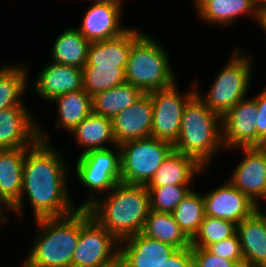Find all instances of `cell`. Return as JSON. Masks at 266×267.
Here are the masks:
<instances>
[{
	"mask_svg": "<svg viewBox=\"0 0 266 267\" xmlns=\"http://www.w3.org/2000/svg\"><path fill=\"white\" fill-rule=\"evenodd\" d=\"M39 125V141L26 152L20 199L11 211L22 217L27 196L35 220L67 216L79 208L72 203L69 194L67 175L71 164L52 147L48 131Z\"/></svg>",
	"mask_w": 266,
	"mask_h": 267,
	"instance_id": "6da1fadb",
	"label": "cell"
},
{
	"mask_svg": "<svg viewBox=\"0 0 266 267\" xmlns=\"http://www.w3.org/2000/svg\"><path fill=\"white\" fill-rule=\"evenodd\" d=\"M87 209L120 242L142 232L150 211L149 190L119 182Z\"/></svg>",
	"mask_w": 266,
	"mask_h": 267,
	"instance_id": "7a4b0ae2",
	"label": "cell"
},
{
	"mask_svg": "<svg viewBox=\"0 0 266 267\" xmlns=\"http://www.w3.org/2000/svg\"><path fill=\"white\" fill-rule=\"evenodd\" d=\"M173 148L192 157L206 170L219 150H225L222 141V118L215 114L197 93L184 107L180 131Z\"/></svg>",
	"mask_w": 266,
	"mask_h": 267,
	"instance_id": "3957f363",
	"label": "cell"
},
{
	"mask_svg": "<svg viewBox=\"0 0 266 267\" xmlns=\"http://www.w3.org/2000/svg\"><path fill=\"white\" fill-rule=\"evenodd\" d=\"M36 233L28 256V267H71L80 237V208L63 217L36 219Z\"/></svg>",
	"mask_w": 266,
	"mask_h": 267,
	"instance_id": "277c9868",
	"label": "cell"
},
{
	"mask_svg": "<svg viewBox=\"0 0 266 267\" xmlns=\"http://www.w3.org/2000/svg\"><path fill=\"white\" fill-rule=\"evenodd\" d=\"M165 46L142 33L131 46L125 68L126 82L143 93L166 89L178 83Z\"/></svg>",
	"mask_w": 266,
	"mask_h": 267,
	"instance_id": "5b68a950",
	"label": "cell"
},
{
	"mask_svg": "<svg viewBox=\"0 0 266 267\" xmlns=\"http://www.w3.org/2000/svg\"><path fill=\"white\" fill-rule=\"evenodd\" d=\"M233 50L206 94L202 96L198 83L194 82L196 93L221 118L240 100L249 97L248 87L251 86L253 55L243 54L238 46Z\"/></svg>",
	"mask_w": 266,
	"mask_h": 267,
	"instance_id": "8992f818",
	"label": "cell"
},
{
	"mask_svg": "<svg viewBox=\"0 0 266 267\" xmlns=\"http://www.w3.org/2000/svg\"><path fill=\"white\" fill-rule=\"evenodd\" d=\"M113 148L90 150L78 156L75 173L80 184L90 191L79 208H87L121 182V151L118 145Z\"/></svg>",
	"mask_w": 266,
	"mask_h": 267,
	"instance_id": "52a82bcc",
	"label": "cell"
},
{
	"mask_svg": "<svg viewBox=\"0 0 266 267\" xmlns=\"http://www.w3.org/2000/svg\"><path fill=\"white\" fill-rule=\"evenodd\" d=\"M119 244L87 208H80V237L71 267H110L119 261Z\"/></svg>",
	"mask_w": 266,
	"mask_h": 267,
	"instance_id": "ba28073f",
	"label": "cell"
},
{
	"mask_svg": "<svg viewBox=\"0 0 266 267\" xmlns=\"http://www.w3.org/2000/svg\"><path fill=\"white\" fill-rule=\"evenodd\" d=\"M121 182L146 185L174 149L170 142L154 137L121 144Z\"/></svg>",
	"mask_w": 266,
	"mask_h": 267,
	"instance_id": "9c48e42d",
	"label": "cell"
},
{
	"mask_svg": "<svg viewBox=\"0 0 266 267\" xmlns=\"http://www.w3.org/2000/svg\"><path fill=\"white\" fill-rule=\"evenodd\" d=\"M189 89L184 92L185 94L181 93L175 83L166 89L149 92L153 102L151 137L171 144L175 143L180 131L184 107L196 93L194 84Z\"/></svg>",
	"mask_w": 266,
	"mask_h": 267,
	"instance_id": "30bf717a",
	"label": "cell"
},
{
	"mask_svg": "<svg viewBox=\"0 0 266 267\" xmlns=\"http://www.w3.org/2000/svg\"><path fill=\"white\" fill-rule=\"evenodd\" d=\"M28 105L0 110V150L31 148L39 141V123Z\"/></svg>",
	"mask_w": 266,
	"mask_h": 267,
	"instance_id": "8fae6325",
	"label": "cell"
},
{
	"mask_svg": "<svg viewBox=\"0 0 266 267\" xmlns=\"http://www.w3.org/2000/svg\"><path fill=\"white\" fill-rule=\"evenodd\" d=\"M235 149H240L244 158L236 165L228 181L255 204L261 203L266 200V155L260 147Z\"/></svg>",
	"mask_w": 266,
	"mask_h": 267,
	"instance_id": "7c38bea8",
	"label": "cell"
},
{
	"mask_svg": "<svg viewBox=\"0 0 266 267\" xmlns=\"http://www.w3.org/2000/svg\"><path fill=\"white\" fill-rule=\"evenodd\" d=\"M249 98L240 100L222 117V141L226 150L256 147L257 106Z\"/></svg>",
	"mask_w": 266,
	"mask_h": 267,
	"instance_id": "4fadbf2b",
	"label": "cell"
},
{
	"mask_svg": "<svg viewBox=\"0 0 266 267\" xmlns=\"http://www.w3.org/2000/svg\"><path fill=\"white\" fill-rule=\"evenodd\" d=\"M205 215L239 224L255 211V203L229 181L203 194Z\"/></svg>",
	"mask_w": 266,
	"mask_h": 267,
	"instance_id": "5bb4252c",
	"label": "cell"
},
{
	"mask_svg": "<svg viewBox=\"0 0 266 267\" xmlns=\"http://www.w3.org/2000/svg\"><path fill=\"white\" fill-rule=\"evenodd\" d=\"M123 5L91 3L82 22L76 27L90 42L109 40L121 36L129 27L121 24Z\"/></svg>",
	"mask_w": 266,
	"mask_h": 267,
	"instance_id": "9a60e30c",
	"label": "cell"
},
{
	"mask_svg": "<svg viewBox=\"0 0 266 267\" xmlns=\"http://www.w3.org/2000/svg\"><path fill=\"white\" fill-rule=\"evenodd\" d=\"M153 102L149 93H144L134 104L112 119L116 144L151 137Z\"/></svg>",
	"mask_w": 266,
	"mask_h": 267,
	"instance_id": "2e32d148",
	"label": "cell"
},
{
	"mask_svg": "<svg viewBox=\"0 0 266 267\" xmlns=\"http://www.w3.org/2000/svg\"><path fill=\"white\" fill-rule=\"evenodd\" d=\"M176 250L140 232L120 241L119 262L122 267H158Z\"/></svg>",
	"mask_w": 266,
	"mask_h": 267,
	"instance_id": "e0dca14e",
	"label": "cell"
},
{
	"mask_svg": "<svg viewBox=\"0 0 266 267\" xmlns=\"http://www.w3.org/2000/svg\"><path fill=\"white\" fill-rule=\"evenodd\" d=\"M81 89H83L81 68L50 62L40 69L32 92L49 103L57 96Z\"/></svg>",
	"mask_w": 266,
	"mask_h": 267,
	"instance_id": "ac0fdd59",
	"label": "cell"
},
{
	"mask_svg": "<svg viewBox=\"0 0 266 267\" xmlns=\"http://www.w3.org/2000/svg\"><path fill=\"white\" fill-rule=\"evenodd\" d=\"M198 18L205 21L206 25L229 27L239 16H252L257 20L255 0H192Z\"/></svg>",
	"mask_w": 266,
	"mask_h": 267,
	"instance_id": "d6986e66",
	"label": "cell"
},
{
	"mask_svg": "<svg viewBox=\"0 0 266 267\" xmlns=\"http://www.w3.org/2000/svg\"><path fill=\"white\" fill-rule=\"evenodd\" d=\"M30 148L0 150V205L12 206L20 199L23 162Z\"/></svg>",
	"mask_w": 266,
	"mask_h": 267,
	"instance_id": "ffe728a7",
	"label": "cell"
},
{
	"mask_svg": "<svg viewBox=\"0 0 266 267\" xmlns=\"http://www.w3.org/2000/svg\"><path fill=\"white\" fill-rule=\"evenodd\" d=\"M142 33L141 30L130 27L119 37L91 42L85 65L115 66L125 69L131 46Z\"/></svg>",
	"mask_w": 266,
	"mask_h": 267,
	"instance_id": "44dd1931",
	"label": "cell"
},
{
	"mask_svg": "<svg viewBox=\"0 0 266 267\" xmlns=\"http://www.w3.org/2000/svg\"><path fill=\"white\" fill-rule=\"evenodd\" d=\"M203 171H206V169L192 157L173 149L145 186L191 185L195 176Z\"/></svg>",
	"mask_w": 266,
	"mask_h": 267,
	"instance_id": "7402d4cb",
	"label": "cell"
},
{
	"mask_svg": "<svg viewBox=\"0 0 266 267\" xmlns=\"http://www.w3.org/2000/svg\"><path fill=\"white\" fill-rule=\"evenodd\" d=\"M244 261L257 267H266V227L254 211L237 224Z\"/></svg>",
	"mask_w": 266,
	"mask_h": 267,
	"instance_id": "603a6c76",
	"label": "cell"
},
{
	"mask_svg": "<svg viewBox=\"0 0 266 267\" xmlns=\"http://www.w3.org/2000/svg\"><path fill=\"white\" fill-rule=\"evenodd\" d=\"M70 134L74 136L79 147L85 148L81 154L90 150L109 148L110 144L113 147L117 146L113 135L112 119L94 112L87 116Z\"/></svg>",
	"mask_w": 266,
	"mask_h": 267,
	"instance_id": "cb8c5ba5",
	"label": "cell"
},
{
	"mask_svg": "<svg viewBox=\"0 0 266 267\" xmlns=\"http://www.w3.org/2000/svg\"><path fill=\"white\" fill-rule=\"evenodd\" d=\"M90 44L76 27H68L52 44L51 62L82 69L88 60Z\"/></svg>",
	"mask_w": 266,
	"mask_h": 267,
	"instance_id": "d4e9b609",
	"label": "cell"
},
{
	"mask_svg": "<svg viewBox=\"0 0 266 267\" xmlns=\"http://www.w3.org/2000/svg\"><path fill=\"white\" fill-rule=\"evenodd\" d=\"M50 103L57 108L55 126L71 133L87 116L93 112L92 96L84 89L57 96Z\"/></svg>",
	"mask_w": 266,
	"mask_h": 267,
	"instance_id": "484cf974",
	"label": "cell"
},
{
	"mask_svg": "<svg viewBox=\"0 0 266 267\" xmlns=\"http://www.w3.org/2000/svg\"><path fill=\"white\" fill-rule=\"evenodd\" d=\"M143 94L132 84L122 83L115 88L98 92L92 96L93 112L113 119L134 104Z\"/></svg>",
	"mask_w": 266,
	"mask_h": 267,
	"instance_id": "4316f807",
	"label": "cell"
},
{
	"mask_svg": "<svg viewBox=\"0 0 266 267\" xmlns=\"http://www.w3.org/2000/svg\"><path fill=\"white\" fill-rule=\"evenodd\" d=\"M142 233L176 249L191 247V240L181 230L172 213L150 209Z\"/></svg>",
	"mask_w": 266,
	"mask_h": 267,
	"instance_id": "83f0119b",
	"label": "cell"
},
{
	"mask_svg": "<svg viewBox=\"0 0 266 267\" xmlns=\"http://www.w3.org/2000/svg\"><path fill=\"white\" fill-rule=\"evenodd\" d=\"M23 64L0 66V110L19 106L25 103L24 93H27L29 85L28 68Z\"/></svg>",
	"mask_w": 266,
	"mask_h": 267,
	"instance_id": "f1b7e54d",
	"label": "cell"
},
{
	"mask_svg": "<svg viewBox=\"0 0 266 267\" xmlns=\"http://www.w3.org/2000/svg\"><path fill=\"white\" fill-rule=\"evenodd\" d=\"M171 213L181 230L192 240L205 217L203 194L193 188Z\"/></svg>",
	"mask_w": 266,
	"mask_h": 267,
	"instance_id": "f546056e",
	"label": "cell"
},
{
	"mask_svg": "<svg viewBox=\"0 0 266 267\" xmlns=\"http://www.w3.org/2000/svg\"><path fill=\"white\" fill-rule=\"evenodd\" d=\"M83 89L90 95L115 88L126 82L125 69L115 66L85 65L82 68Z\"/></svg>",
	"mask_w": 266,
	"mask_h": 267,
	"instance_id": "4dcf8cb0",
	"label": "cell"
},
{
	"mask_svg": "<svg viewBox=\"0 0 266 267\" xmlns=\"http://www.w3.org/2000/svg\"><path fill=\"white\" fill-rule=\"evenodd\" d=\"M237 232V224L217 217L206 216L198 233L191 240V247L207 248L209 245L233 236Z\"/></svg>",
	"mask_w": 266,
	"mask_h": 267,
	"instance_id": "1f68e13d",
	"label": "cell"
},
{
	"mask_svg": "<svg viewBox=\"0 0 266 267\" xmlns=\"http://www.w3.org/2000/svg\"><path fill=\"white\" fill-rule=\"evenodd\" d=\"M190 185H165L146 187L150 194V209L171 213L193 189Z\"/></svg>",
	"mask_w": 266,
	"mask_h": 267,
	"instance_id": "d6a6232c",
	"label": "cell"
},
{
	"mask_svg": "<svg viewBox=\"0 0 266 267\" xmlns=\"http://www.w3.org/2000/svg\"><path fill=\"white\" fill-rule=\"evenodd\" d=\"M206 249L213 255L222 257L223 259H229L238 263L244 261L237 232L229 238L209 245Z\"/></svg>",
	"mask_w": 266,
	"mask_h": 267,
	"instance_id": "836d02e7",
	"label": "cell"
},
{
	"mask_svg": "<svg viewBox=\"0 0 266 267\" xmlns=\"http://www.w3.org/2000/svg\"><path fill=\"white\" fill-rule=\"evenodd\" d=\"M193 267H234L238 262L223 259L209 252L206 248L192 247Z\"/></svg>",
	"mask_w": 266,
	"mask_h": 267,
	"instance_id": "e575fe53",
	"label": "cell"
},
{
	"mask_svg": "<svg viewBox=\"0 0 266 267\" xmlns=\"http://www.w3.org/2000/svg\"><path fill=\"white\" fill-rule=\"evenodd\" d=\"M252 98L257 106L256 147H259L262 142L266 141V86Z\"/></svg>",
	"mask_w": 266,
	"mask_h": 267,
	"instance_id": "d590c367",
	"label": "cell"
},
{
	"mask_svg": "<svg viewBox=\"0 0 266 267\" xmlns=\"http://www.w3.org/2000/svg\"><path fill=\"white\" fill-rule=\"evenodd\" d=\"M158 267H193L192 247L177 249Z\"/></svg>",
	"mask_w": 266,
	"mask_h": 267,
	"instance_id": "8d00e7d4",
	"label": "cell"
},
{
	"mask_svg": "<svg viewBox=\"0 0 266 267\" xmlns=\"http://www.w3.org/2000/svg\"><path fill=\"white\" fill-rule=\"evenodd\" d=\"M256 23H257V25L260 26V28L266 34V4L262 5V6H259L257 8V20H256Z\"/></svg>",
	"mask_w": 266,
	"mask_h": 267,
	"instance_id": "74e56055",
	"label": "cell"
},
{
	"mask_svg": "<svg viewBox=\"0 0 266 267\" xmlns=\"http://www.w3.org/2000/svg\"><path fill=\"white\" fill-rule=\"evenodd\" d=\"M263 202H266V200H264ZM261 203H256L255 204V212L260 216V218L262 219V221L264 222L265 224V227H266V206L264 207L265 209H262L260 208L262 205H266V203L260 205Z\"/></svg>",
	"mask_w": 266,
	"mask_h": 267,
	"instance_id": "f35d334b",
	"label": "cell"
},
{
	"mask_svg": "<svg viewBox=\"0 0 266 267\" xmlns=\"http://www.w3.org/2000/svg\"><path fill=\"white\" fill-rule=\"evenodd\" d=\"M4 208H8L6 210L9 211V207L8 206L0 205V226H2V223L5 224V221L7 222V220H8V218H7L8 216H5V212H4L5 209Z\"/></svg>",
	"mask_w": 266,
	"mask_h": 267,
	"instance_id": "ab89813d",
	"label": "cell"
},
{
	"mask_svg": "<svg viewBox=\"0 0 266 267\" xmlns=\"http://www.w3.org/2000/svg\"><path fill=\"white\" fill-rule=\"evenodd\" d=\"M93 3H108V4H114V5H122L124 0H92Z\"/></svg>",
	"mask_w": 266,
	"mask_h": 267,
	"instance_id": "60d3db41",
	"label": "cell"
},
{
	"mask_svg": "<svg viewBox=\"0 0 266 267\" xmlns=\"http://www.w3.org/2000/svg\"><path fill=\"white\" fill-rule=\"evenodd\" d=\"M234 267H257V266L251 265L249 262L243 261L236 263Z\"/></svg>",
	"mask_w": 266,
	"mask_h": 267,
	"instance_id": "b9f144b4",
	"label": "cell"
},
{
	"mask_svg": "<svg viewBox=\"0 0 266 267\" xmlns=\"http://www.w3.org/2000/svg\"><path fill=\"white\" fill-rule=\"evenodd\" d=\"M255 2L258 7L266 4V0H255Z\"/></svg>",
	"mask_w": 266,
	"mask_h": 267,
	"instance_id": "7bdbcfd3",
	"label": "cell"
},
{
	"mask_svg": "<svg viewBox=\"0 0 266 267\" xmlns=\"http://www.w3.org/2000/svg\"><path fill=\"white\" fill-rule=\"evenodd\" d=\"M261 149H262V151L265 153V155H266V141H264V142H262V144L259 146Z\"/></svg>",
	"mask_w": 266,
	"mask_h": 267,
	"instance_id": "ee69618b",
	"label": "cell"
},
{
	"mask_svg": "<svg viewBox=\"0 0 266 267\" xmlns=\"http://www.w3.org/2000/svg\"><path fill=\"white\" fill-rule=\"evenodd\" d=\"M110 267H122L121 263L118 261L117 263H115L114 265L110 266Z\"/></svg>",
	"mask_w": 266,
	"mask_h": 267,
	"instance_id": "f6af8a7d",
	"label": "cell"
},
{
	"mask_svg": "<svg viewBox=\"0 0 266 267\" xmlns=\"http://www.w3.org/2000/svg\"><path fill=\"white\" fill-rule=\"evenodd\" d=\"M20 267H28L27 265H25L24 263H22V265Z\"/></svg>",
	"mask_w": 266,
	"mask_h": 267,
	"instance_id": "bcb514c9",
	"label": "cell"
}]
</instances>
